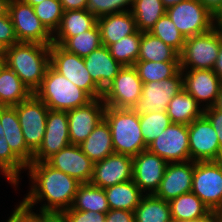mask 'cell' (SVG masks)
<instances>
[{
  "mask_svg": "<svg viewBox=\"0 0 222 222\" xmlns=\"http://www.w3.org/2000/svg\"><path fill=\"white\" fill-rule=\"evenodd\" d=\"M26 170L31 186L22 201L27 206L34 208L41 203L39 211L55 215L71 208L81 184L77 179L53 168L47 162H31Z\"/></svg>",
  "mask_w": 222,
  "mask_h": 222,
  "instance_id": "obj_1",
  "label": "cell"
},
{
  "mask_svg": "<svg viewBox=\"0 0 222 222\" xmlns=\"http://www.w3.org/2000/svg\"><path fill=\"white\" fill-rule=\"evenodd\" d=\"M6 66L34 93L50 65V45L19 42L3 50Z\"/></svg>",
  "mask_w": 222,
  "mask_h": 222,
  "instance_id": "obj_2",
  "label": "cell"
},
{
  "mask_svg": "<svg viewBox=\"0 0 222 222\" xmlns=\"http://www.w3.org/2000/svg\"><path fill=\"white\" fill-rule=\"evenodd\" d=\"M107 121L115 153L134 157L147 150L141 133L139 114L134 109H118L106 106Z\"/></svg>",
  "mask_w": 222,
  "mask_h": 222,
  "instance_id": "obj_3",
  "label": "cell"
},
{
  "mask_svg": "<svg viewBox=\"0 0 222 222\" xmlns=\"http://www.w3.org/2000/svg\"><path fill=\"white\" fill-rule=\"evenodd\" d=\"M34 94L50 110L55 111H69L92 100L84 90L78 88L51 65L48 66L42 84Z\"/></svg>",
  "mask_w": 222,
  "mask_h": 222,
  "instance_id": "obj_4",
  "label": "cell"
},
{
  "mask_svg": "<svg viewBox=\"0 0 222 222\" xmlns=\"http://www.w3.org/2000/svg\"><path fill=\"white\" fill-rule=\"evenodd\" d=\"M222 42V32L212 28L210 31L186 38L179 54L181 70L214 68Z\"/></svg>",
  "mask_w": 222,
  "mask_h": 222,
  "instance_id": "obj_5",
  "label": "cell"
},
{
  "mask_svg": "<svg viewBox=\"0 0 222 222\" xmlns=\"http://www.w3.org/2000/svg\"><path fill=\"white\" fill-rule=\"evenodd\" d=\"M50 65L78 88L84 90L92 99L102 98L103 90L91 78L82 57L68 52L61 45L52 43Z\"/></svg>",
  "mask_w": 222,
  "mask_h": 222,
  "instance_id": "obj_6",
  "label": "cell"
},
{
  "mask_svg": "<svg viewBox=\"0 0 222 222\" xmlns=\"http://www.w3.org/2000/svg\"><path fill=\"white\" fill-rule=\"evenodd\" d=\"M192 192L210 209H222V160L194 162Z\"/></svg>",
  "mask_w": 222,
  "mask_h": 222,
  "instance_id": "obj_7",
  "label": "cell"
},
{
  "mask_svg": "<svg viewBox=\"0 0 222 222\" xmlns=\"http://www.w3.org/2000/svg\"><path fill=\"white\" fill-rule=\"evenodd\" d=\"M23 137L27 147L35 153L41 146L49 108L34 93L16 106Z\"/></svg>",
  "mask_w": 222,
  "mask_h": 222,
  "instance_id": "obj_8",
  "label": "cell"
},
{
  "mask_svg": "<svg viewBox=\"0 0 222 222\" xmlns=\"http://www.w3.org/2000/svg\"><path fill=\"white\" fill-rule=\"evenodd\" d=\"M166 14L185 39L213 28V15L198 0L181 1L167 8Z\"/></svg>",
  "mask_w": 222,
  "mask_h": 222,
  "instance_id": "obj_9",
  "label": "cell"
},
{
  "mask_svg": "<svg viewBox=\"0 0 222 222\" xmlns=\"http://www.w3.org/2000/svg\"><path fill=\"white\" fill-rule=\"evenodd\" d=\"M142 81L134 66H123L114 80L103 91L105 106L133 109L141 98Z\"/></svg>",
  "mask_w": 222,
  "mask_h": 222,
  "instance_id": "obj_10",
  "label": "cell"
},
{
  "mask_svg": "<svg viewBox=\"0 0 222 222\" xmlns=\"http://www.w3.org/2000/svg\"><path fill=\"white\" fill-rule=\"evenodd\" d=\"M8 14L18 42L52 44L53 35L36 16L33 6L21 0H10Z\"/></svg>",
  "mask_w": 222,
  "mask_h": 222,
  "instance_id": "obj_11",
  "label": "cell"
},
{
  "mask_svg": "<svg viewBox=\"0 0 222 222\" xmlns=\"http://www.w3.org/2000/svg\"><path fill=\"white\" fill-rule=\"evenodd\" d=\"M189 153L191 161H220L222 151L215 129L203 115L188 125Z\"/></svg>",
  "mask_w": 222,
  "mask_h": 222,
  "instance_id": "obj_12",
  "label": "cell"
},
{
  "mask_svg": "<svg viewBox=\"0 0 222 222\" xmlns=\"http://www.w3.org/2000/svg\"><path fill=\"white\" fill-rule=\"evenodd\" d=\"M183 89L181 69L171 78L142 85L141 98L133 108L138 114L166 111L170 100Z\"/></svg>",
  "mask_w": 222,
  "mask_h": 222,
  "instance_id": "obj_13",
  "label": "cell"
},
{
  "mask_svg": "<svg viewBox=\"0 0 222 222\" xmlns=\"http://www.w3.org/2000/svg\"><path fill=\"white\" fill-rule=\"evenodd\" d=\"M147 150L167 163L191 161L188 125L171 123L147 146Z\"/></svg>",
  "mask_w": 222,
  "mask_h": 222,
  "instance_id": "obj_14",
  "label": "cell"
},
{
  "mask_svg": "<svg viewBox=\"0 0 222 222\" xmlns=\"http://www.w3.org/2000/svg\"><path fill=\"white\" fill-rule=\"evenodd\" d=\"M70 145L67 111H48L46 130L41 146L32 162H46L61 149Z\"/></svg>",
  "mask_w": 222,
  "mask_h": 222,
  "instance_id": "obj_15",
  "label": "cell"
},
{
  "mask_svg": "<svg viewBox=\"0 0 222 222\" xmlns=\"http://www.w3.org/2000/svg\"><path fill=\"white\" fill-rule=\"evenodd\" d=\"M102 98L92 99L86 105L67 111L70 144L80 145L104 119Z\"/></svg>",
  "mask_w": 222,
  "mask_h": 222,
  "instance_id": "obj_16",
  "label": "cell"
},
{
  "mask_svg": "<svg viewBox=\"0 0 222 222\" xmlns=\"http://www.w3.org/2000/svg\"><path fill=\"white\" fill-rule=\"evenodd\" d=\"M181 71L183 89L191 94L203 109L214 106L222 88V81L214 71L208 69Z\"/></svg>",
  "mask_w": 222,
  "mask_h": 222,
  "instance_id": "obj_17",
  "label": "cell"
},
{
  "mask_svg": "<svg viewBox=\"0 0 222 222\" xmlns=\"http://www.w3.org/2000/svg\"><path fill=\"white\" fill-rule=\"evenodd\" d=\"M133 179V157L113 153L103 160L94 163L90 183L100 188L123 183Z\"/></svg>",
  "mask_w": 222,
  "mask_h": 222,
  "instance_id": "obj_18",
  "label": "cell"
},
{
  "mask_svg": "<svg viewBox=\"0 0 222 222\" xmlns=\"http://www.w3.org/2000/svg\"><path fill=\"white\" fill-rule=\"evenodd\" d=\"M53 168L77 179L80 183H90L94 162L79 145L70 144L46 161Z\"/></svg>",
  "mask_w": 222,
  "mask_h": 222,
  "instance_id": "obj_19",
  "label": "cell"
},
{
  "mask_svg": "<svg viewBox=\"0 0 222 222\" xmlns=\"http://www.w3.org/2000/svg\"><path fill=\"white\" fill-rule=\"evenodd\" d=\"M194 162L167 163L161 183L154 193L155 196L170 201L192 191Z\"/></svg>",
  "mask_w": 222,
  "mask_h": 222,
  "instance_id": "obj_20",
  "label": "cell"
},
{
  "mask_svg": "<svg viewBox=\"0 0 222 222\" xmlns=\"http://www.w3.org/2000/svg\"><path fill=\"white\" fill-rule=\"evenodd\" d=\"M167 162L148 150L133 157V181L144 194H154L164 175Z\"/></svg>",
  "mask_w": 222,
  "mask_h": 222,
  "instance_id": "obj_21",
  "label": "cell"
},
{
  "mask_svg": "<svg viewBox=\"0 0 222 222\" xmlns=\"http://www.w3.org/2000/svg\"><path fill=\"white\" fill-rule=\"evenodd\" d=\"M83 59L91 78L103 91L123 68L103 45Z\"/></svg>",
  "mask_w": 222,
  "mask_h": 222,
  "instance_id": "obj_22",
  "label": "cell"
},
{
  "mask_svg": "<svg viewBox=\"0 0 222 222\" xmlns=\"http://www.w3.org/2000/svg\"><path fill=\"white\" fill-rule=\"evenodd\" d=\"M0 123L10 149L28 166L32 162L34 153L25 143L16 109L14 107H0Z\"/></svg>",
  "mask_w": 222,
  "mask_h": 222,
  "instance_id": "obj_23",
  "label": "cell"
},
{
  "mask_svg": "<svg viewBox=\"0 0 222 222\" xmlns=\"http://www.w3.org/2000/svg\"><path fill=\"white\" fill-rule=\"evenodd\" d=\"M97 24L101 32L102 45L106 47L138 31L130 10L99 17Z\"/></svg>",
  "mask_w": 222,
  "mask_h": 222,
  "instance_id": "obj_24",
  "label": "cell"
},
{
  "mask_svg": "<svg viewBox=\"0 0 222 222\" xmlns=\"http://www.w3.org/2000/svg\"><path fill=\"white\" fill-rule=\"evenodd\" d=\"M96 24L97 18L87 9L64 11L52 43L62 46L70 37L86 32Z\"/></svg>",
  "mask_w": 222,
  "mask_h": 222,
  "instance_id": "obj_25",
  "label": "cell"
},
{
  "mask_svg": "<svg viewBox=\"0 0 222 222\" xmlns=\"http://www.w3.org/2000/svg\"><path fill=\"white\" fill-rule=\"evenodd\" d=\"M79 146L94 163L115 153L107 121L105 119L100 121L91 134Z\"/></svg>",
  "mask_w": 222,
  "mask_h": 222,
  "instance_id": "obj_26",
  "label": "cell"
},
{
  "mask_svg": "<svg viewBox=\"0 0 222 222\" xmlns=\"http://www.w3.org/2000/svg\"><path fill=\"white\" fill-rule=\"evenodd\" d=\"M166 112L172 123L189 125L203 116L204 109L191 94L182 89L170 100Z\"/></svg>",
  "mask_w": 222,
  "mask_h": 222,
  "instance_id": "obj_27",
  "label": "cell"
},
{
  "mask_svg": "<svg viewBox=\"0 0 222 222\" xmlns=\"http://www.w3.org/2000/svg\"><path fill=\"white\" fill-rule=\"evenodd\" d=\"M173 221L192 222L203 218L211 211L192 191L169 201Z\"/></svg>",
  "mask_w": 222,
  "mask_h": 222,
  "instance_id": "obj_28",
  "label": "cell"
},
{
  "mask_svg": "<svg viewBox=\"0 0 222 222\" xmlns=\"http://www.w3.org/2000/svg\"><path fill=\"white\" fill-rule=\"evenodd\" d=\"M33 93L7 66L0 73V107H14Z\"/></svg>",
  "mask_w": 222,
  "mask_h": 222,
  "instance_id": "obj_29",
  "label": "cell"
},
{
  "mask_svg": "<svg viewBox=\"0 0 222 222\" xmlns=\"http://www.w3.org/2000/svg\"><path fill=\"white\" fill-rule=\"evenodd\" d=\"M104 190L110 209L134 211L144 196L133 179L107 187Z\"/></svg>",
  "mask_w": 222,
  "mask_h": 222,
  "instance_id": "obj_30",
  "label": "cell"
},
{
  "mask_svg": "<svg viewBox=\"0 0 222 222\" xmlns=\"http://www.w3.org/2000/svg\"><path fill=\"white\" fill-rule=\"evenodd\" d=\"M72 209L107 213L110 208L105 190L91 183H81L75 194Z\"/></svg>",
  "mask_w": 222,
  "mask_h": 222,
  "instance_id": "obj_31",
  "label": "cell"
},
{
  "mask_svg": "<svg viewBox=\"0 0 222 222\" xmlns=\"http://www.w3.org/2000/svg\"><path fill=\"white\" fill-rule=\"evenodd\" d=\"M135 222H171L170 205L154 194H144L134 210Z\"/></svg>",
  "mask_w": 222,
  "mask_h": 222,
  "instance_id": "obj_32",
  "label": "cell"
},
{
  "mask_svg": "<svg viewBox=\"0 0 222 222\" xmlns=\"http://www.w3.org/2000/svg\"><path fill=\"white\" fill-rule=\"evenodd\" d=\"M137 61H179V53L149 32H142Z\"/></svg>",
  "mask_w": 222,
  "mask_h": 222,
  "instance_id": "obj_33",
  "label": "cell"
},
{
  "mask_svg": "<svg viewBox=\"0 0 222 222\" xmlns=\"http://www.w3.org/2000/svg\"><path fill=\"white\" fill-rule=\"evenodd\" d=\"M140 32H150L155 23L166 13L161 0H134L130 9Z\"/></svg>",
  "mask_w": 222,
  "mask_h": 222,
  "instance_id": "obj_34",
  "label": "cell"
},
{
  "mask_svg": "<svg viewBox=\"0 0 222 222\" xmlns=\"http://www.w3.org/2000/svg\"><path fill=\"white\" fill-rule=\"evenodd\" d=\"M133 66L143 84L171 78L180 70L179 61H137Z\"/></svg>",
  "mask_w": 222,
  "mask_h": 222,
  "instance_id": "obj_35",
  "label": "cell"
},
{
  "mask_svg": "<svg viewBox=\"0 0 222 222\" xmlns=\"http://www.w3.org/2000/svg\"><path fill=\"white\" fill-rule=\"evenodd\" d=\"M142 32L121 38L108 46L111 56L122 66H133L138 59Z\"/></svg>",
  "mask_w": 222,
  "mask_h": 222,
  "instance_id": "obj_36",
  "label": "cell"
},
{
  "mask_svg": "<svg viewBox=\"0 0 222 222\" xmlns=\"http://www.w3.org/2000/svg\"><path fill=\"white\" fill-rule=\"evenodd\" d=\"M27 166L12 152L5 137H0V173L15 187L20 184L21 171H27Z\"/></svg>",
  "mask_w": 222,
  "mask_h": 222,
  "instance_id": "obj_37",
  "label": "cell"
},
{
  "mask_svg": "<svg viewBox=\"0 0 222 222\" xmlns=\"http://www.w3.org/2000/svg\"><path fill=\"white\" fill-rule=\"evenodd\" d=\"M101 46V32L98 24L86 32L70 37L62 45L68 52L74 53L82 58H85Z\"/></svg>",
  "mask_w": 222,
  "mask_h": 222,
  "instance_id": "obj_38",
  "label": "cell"
},
{
  "mask_svg": "<svg viewBox=\"0 0 222 222\" xmlns=\"http://www.w3.org/2000/svg\"><path fill=\"white\" fill-rule=\"evenodd\" d=\"M139 121L146 146L154 141L172 123L166 111L139 114Z\"/></svg>",
  "mask_w": 222,
  "mask_h": 222,
  "instance_id": "obj_39",
  "label": "cell"
},
{
  "mask_svg": "<svg viewBox=\"0 0 222 222\" xmlns=\"http://www.w3.org/2000/svg\"><path fill=\"white\" fill-rule=\"evenodd\" d=\"M149 33L161 39L179 54L182 52L186 39L182 36L166 13L155 23Z\"/></svg>",
  "mask_w": 222,
  "mask_h": 222,
  "instance_id": "obj_40",
  "label": "cell"
},
{
  "mask_svg": "<svg viewBox=\"0 0 222 222\" xmlns=\"http://www.w3.org/2000/svg\"><path fill=\"white\" fill-rule=\"evenodd\" d=\"M36 16L53 35L60 25L63 8L59 0H45L34 6Z\"/></svg>",
  "mask_w": 222,
  "mask_h": 222,
  "instance_id": "obj_41",
  "label": "cell"
},
{
  "mask_svg": "<svg viewBox=\"0 0 222 222\" xmlns=\"http://www.w3.org/2000/svg\"><path fill=\"white\" fill-rule=\"evenodd\" d=\"M134 0H87V10L96 18L129 11ZM130 8H129V7Z\"/></svg>",
  "mask_w": 222,
  "mask_h": 222,
  "instance_id": "obj_42",
  "label": "cell"
},
{
  "mask_svg": "<svg viewBox=\"0 0 222 222\" xmlns=\"http://www.w3.org/2000/svg\"><path fill=\"white\" fill-rule=\"evenodd\" d=\"M17 205V206H16ZM6 222H48L55 214L39 211L27 206L23 201L16 204Z\"/></svg>",
  "mask_w": 222,
  "mask_h": 222,
  "instance_id": "obj_43",
  "label": "cell"
},
{
  "mask_svg": "<svg viewBox=\"0 0 222 222\" xmlns=\"http://www.w3.org/2000/svg\"><path fill=\"white\" fill-rule=\"evenodd\" d=\"M65 222H105V213L93 211H78L72 208L66 209L59 214Z\"/></svg>",
  "mask_w": 222,
  "mask_h": 222,
  "instance_id": "obj_44",
  "label": "cell"
},
{
  "mask_svg": "<svg viewBox=\"0 0 222 222\" xmlns=\"http://www.w3.org/2000/svg\"><path fill=\"white\" fill-rule=\"evenodd\" d=\"M18 39L9 14L0 17V48L2 50L17 44Z\"/></svg>",
  "mask_w": 222,
  "mask_h": 222,
  "instance_id": "obj_45",
  "label": "cell"
},
{
  "mask_svg": "<svg viewBox=\"0 0 222 222\" xmlns=\"http://www.w3.org/2000/svg\"><path fill=\"white\" fill-rule=\"evenodd\" d=\"M203 115L209 120V122L212 124L213 128L215 129L219 139L220 148L222 151V111L212 106L204 109Z\"/></svg>",
  "mask_w": 222,
  "mask_h": 222,
  "instance_id": "obj_46",
  "label": "cell"
},
{
  "mask_svg": "<svg viewBox=\"0 0 222 222\" xmlns=\"http://www.w3.org/2000/svg\"><path fill=\"white\" fill-rule=\"evenodd\" d=\"M105 222H135L134 211L110 209L106 213Z\"/></svg>",
  "mask_w": 222,
  "mask_h": 222,
  "instance_id": "obj_47",
  "label": "cell"
},
{
  "mask_svg": "<svg viewBox=\"0 0 222 222\" xmlns=\"http://www.w3.org/2000/svg\"><path fill=\"white\" fill-rule=\"evenodd\" d=\"M64 11L87 9V0H59Z\"/></svg>",
  "mask_w": 222,
  "mask_h": 222,
  "instance_id": "obj_48",
  "label": "cell"
},
{
  "mask_svg": "<svg viewBox=\"0 0 222 222\" xmlns=\"http://www.w3.org/2000/svg\"><path fill=\"white\" fill-rule=\"evenodd\" d=\"M213 16L222 7V0H198Z\"/></svg>",
  "mask_w": 222,
  "mask_h": 222,
  "instance_id": "obj_49",
  "label": "cell"
},
{
  "mask_svg": "<svg viewBox=\"0 0 222 222\" xmlns=\"http://www.w3.org/2000/svg\"><path fill=\"white\" fill-rule=\"evenodd\" d=\"M214 73L219 77L222 81V42L220 43V49L217 56V60L215 62L214 68L212 69Z\"/></svg>",
  "mask_w": 222,
  "mask_h": 222,
  "instance_id": "obj_50",
  "label": "cell"
},
{
  "mask_svg": "<svg viewBox=\"0 0 222 222\" xmlns=\"http://www.w3.org/2000/svg\"><path fill=\"white\" fill-rule=\"evenodd\" d=\"M192 222H220V219L216 211H211L209 214H207L203 218L196 219Z\"/></svg>",
  "mask_w": 222,
  "mask_h": 222,
  "instance_id": "obj_51",
  "label": "cell"
},
{
  "mask_svg": "<svg viewBox=\"0 0 222 222\" xmlns=\"http://www.w3.org/2000/svg\"><path fill=\"white\" fill-rule=\"evenodd\" d=\"M213 28L222 32V7L213 16Z\"/></svg>",
  "mask_w": 222,
  "mask_h": 222,
  "instance_id": "obj_52",
  "label": "cell"
},
{
  "mask_svg": "<svg viewBox=\"0 0 222 222\" xmlns=\"http://www.w3.org/2000/svg\"><path fill=\"white\" fill-rule=\"evenodd\" d=\"M9 3L10 0H0V17L8 14Z\"/></svg>",
  "mask_w": 222,
  "mask_h": 222,
  "instance_id": "obj_53",
  "label": "cell"
},
{
  "mask_svg": "<svg viewBox=\"0 0 222 222\" xmlns=\"http://www.w3.org/2000/svg\"><path fill=\"white\" fill-rule=\"evenodd\" d=\"M164 7L167 9L171 6H174L176 4H179L181 1H184V0H161Z\"/></svg>",
  "mask_w": 222,
  "mask_h": 222,
  "instance_id": "obj_54",
  "label": "cell"
},
{
  "mask_svg": "<svg viewBox=\"0 0 222 222\" xmlns=\"http://www.w3.org/2000/svg\"><path fill=\"white\" fill-rule=\"evenodd\" d=\"M214 107L216 109H219L220 111H222V88L220 90V94H219V96L216 100V103H215Z\"/></svg>",
  "mask_w": 222,
  "mask_h": 222,
  "instance_id": "obj_55",
  "label": "cell"
},
{
  "mask_svg": "<svg viewBox=\"0 0 222 222\" xmlns=\"http://www.w3.org/2000/svg\"><path fill=\"white\" fill-rule=\"evenodd\" d=\"M21 1L34 7L35 5H38L45 0H21Z\"/></svg>",
  "mask_w": 222,
  "mask_h": 222,
  "instance_id": "obj_56",
  "label": "cell"
},
{
  "mask_svg": "<svg viewBox=\"0 0 222 222\" xmlns=\"http://www.w3.org/2000/svg\"><path fill=\"white\" fill-rule=\"evenodd\" d=\"M48 222H65L64 219L59 215H54Z\"/></svg>",
  "mask_w": 222,
  "mask_h": 222,
  "instance_id": "obj_57",
  "label": "cell"
},
{
  "mask_svg": "<svg viewBox=\"0 0 222 222\" xmlns=\"http://www.w3.org/2000/svg\"><path fill=\"white\" fill-rule=\"evenodd\" d=\"M6 66L4 55H0V73L2 69Z\"/></svg>",
  "mask_w": 222,
  "mask_h": 222,
  "instance_id": "obj_58",
  "label": "cell"
},
{
  "mask_svg": "<svg viewBox=\"0 0 222 222\" xmlns=\"http://www.w3.org/2000/svg\"><path fill=\"white\" fill-rule=\"evenodd\" d=\"M0 137L3 138L4 137V130L2 127V124L0 123Z\"/></svg>",
  "mask_w": 222,
  "mask_h": 222,
  "instance_id": "obj_59",
  "label": "cell"
},
{
  "mask_svg": "<svg viewBox=\"0 0 222 222\" xmlns=\"http://www.w3.org/2000/svg\"><path fill=\"white\" fill-rule=\"evenodd\" d=\"M217 214L219 216L220 222H222V209H220L219 211H217Z\"/></svg>",
  "mask_w": 222,
  "mask_h": 222,
  "instance_id": "obj_60",
  "label": "cell"
},
{
  "mask_svg": "<svg viewBox=\"0 0 222 222\" xmlns=\"http://www.w3.org/2000/svg\"><path fill=\"white\" fill-rule=\"evenodd\" d=\"M3 54V50L0 48V55H2Z\"/></svg>",
  "mask_w": 222,
  "mask_h": 222,
  "instance_id": "obj_61",
  "label": "cell"
}]
</instances>
